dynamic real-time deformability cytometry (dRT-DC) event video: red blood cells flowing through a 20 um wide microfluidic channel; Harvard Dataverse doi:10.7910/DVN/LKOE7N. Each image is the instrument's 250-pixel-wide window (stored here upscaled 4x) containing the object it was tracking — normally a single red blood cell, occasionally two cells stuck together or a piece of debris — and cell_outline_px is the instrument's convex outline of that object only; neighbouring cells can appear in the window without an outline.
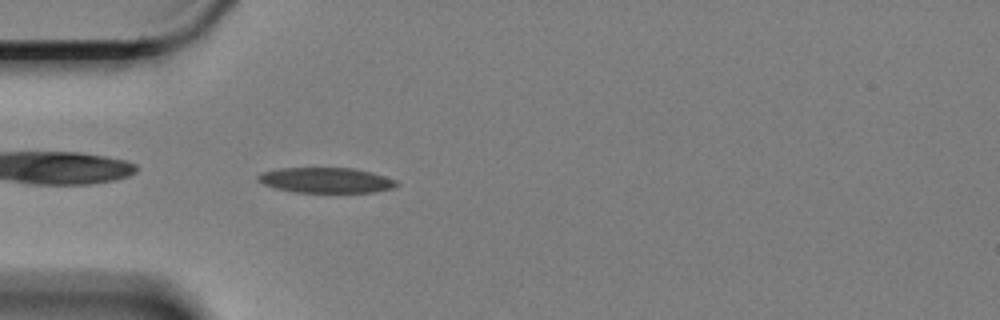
{"species": "Egyptian fruit bat (a non-hibernating species)", "species_latin": "Rousettus aegyptiacus", "temperature_condition": "cold", "stored_images_in_passage": 34, "camera_frame_rate_fps": 3000, "um_per_image_px": 0.085, "animal": {"sex": "female"}, "frame": {"image": 1, "passage_image": 2, "time_ms": 0.333, "image_size_px": [1000, 320], "cell_outline_px": [[400, 184], [396, 188], [376, 192], [296, 192], [272, 188], [256, 180], [256, 176], [264, 172], [280, 168], [352, 168], [372, 172], [396, 180]], "centroid_in_image_um": [27.73, 15.32], "position_along_channel_um": 57.3, "area_um2": 20.58}}
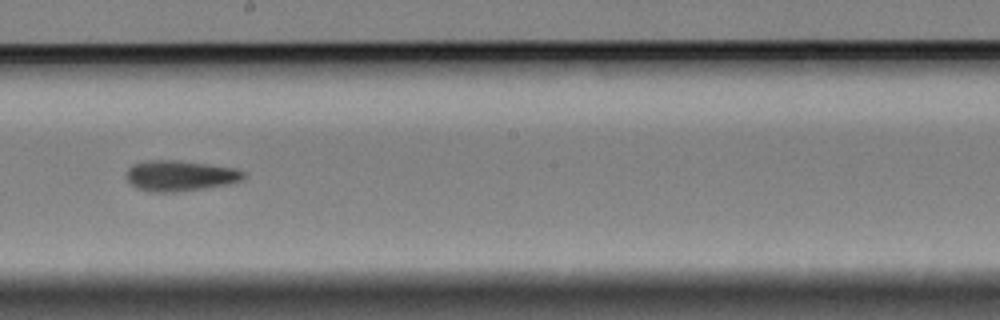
{"frame": {"image": 2, "passage_image": 18, "time_ms": 5.667, "image_size_px": [1000, 320], "cell_outline_px": [[248, 176], [244, 180], [228, 184], [204, 188], [172, 192], [152, 192], [136, 188], [128, 180], [128, 168], [132, 164], [148, 160], [180, 160], [236, 168], [244, 172]], "centroid_in_image_um": [15.35, 14.93], "position_along_channel_um": 232.8, "area_um2": 20.98}}
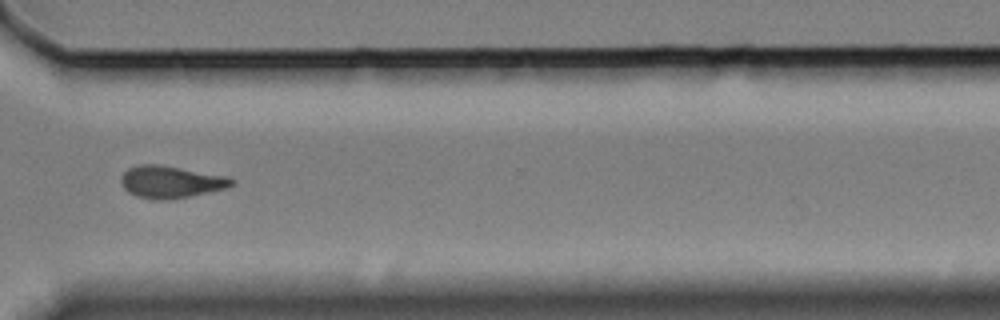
{"frame": {"image": 3, "passage_image": 29, "time_ms": 9.333, "image_size_px": [1000, 320], "cell_outline_px": [[236, 184], [224, 188], [188, 196], [168, 200], [160, 200], [136, 196], [128, 192], [124, 188], [120, 180], [124, 172], [128, 168], [140, 164], [156, 164], [228, 176], [236, 180]], "centroid_in_image_um": [14.51, 15.45], "position_along_channel_um": 356.1, "area_um2": 20.52}, "authors_computed_cell_mechanics": {"area_um2": 20.23, "velocity_mm_per_s": 3.3586, "shape_relaxation_time_tau1_ms": null, "shape_relaxation_time_tau2_ms": 9.103, "deformation_change_tau1": null, "deformation_change_tau2": 0.1777}}